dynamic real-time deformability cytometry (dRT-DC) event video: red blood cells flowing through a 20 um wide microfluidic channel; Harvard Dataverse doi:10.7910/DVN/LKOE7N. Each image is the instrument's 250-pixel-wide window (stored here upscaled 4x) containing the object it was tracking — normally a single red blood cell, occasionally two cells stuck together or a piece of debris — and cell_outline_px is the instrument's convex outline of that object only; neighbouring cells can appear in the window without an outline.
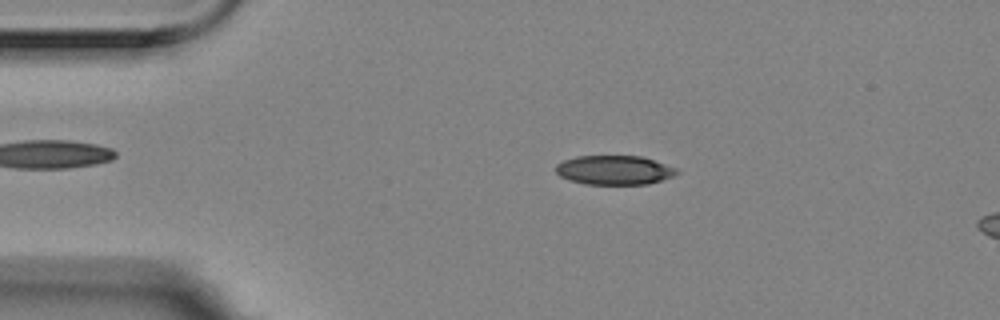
{"species": "Egyptian fruit bat (a non-hibernating species)", "species_latin": "Rousettus aegyptiacus", "temperature_condition": "room temperature", "stored_images_in_passage": 5, "camera_frame_rate_fps": 3000, "um_per_image_px": 0.085, "animal": {"sex": "female"}, "frame": {"image": 1, "passage_image": 2, "time_ms": 0.333, "image_size_px": [1000, 320], "cell_outline_px": [[680, 172], [672, 176], [648, 184], [584, 184], [568, 180], [560, 176], [556, 172], [556, 164], [564, 160], [576, 156], [640, 156], [676, 168]], "centroid_in_image_um": [52.17, 14.46], "position_along_channel_um": 32.8, "area_um2": 20.46}}
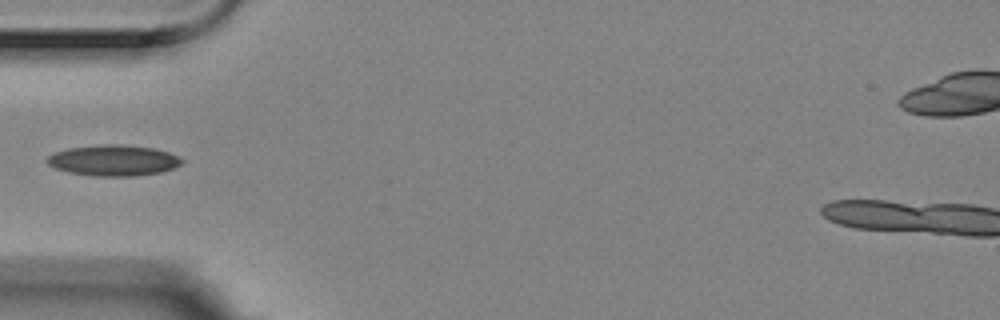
{"frame": {"image": 2, "passage_image": 4, "time_ms": 1.0, "image_size_px": [1000, 320], "cell_outline_px": [[184, 164], [176, 168], [160, 172], [136, 176], [92, 176], [68, 172], [56, 168], [48, 164], [44, 160], [48, 156], [56, 152], [68, 148], [108, 144], [120, 144], [156, 148], [168, 152], [184, 160]], "centroid_in_image_um": [9.68, 13.64], "position_along_channel_um": 75.3, "area_um2": 24.39}}